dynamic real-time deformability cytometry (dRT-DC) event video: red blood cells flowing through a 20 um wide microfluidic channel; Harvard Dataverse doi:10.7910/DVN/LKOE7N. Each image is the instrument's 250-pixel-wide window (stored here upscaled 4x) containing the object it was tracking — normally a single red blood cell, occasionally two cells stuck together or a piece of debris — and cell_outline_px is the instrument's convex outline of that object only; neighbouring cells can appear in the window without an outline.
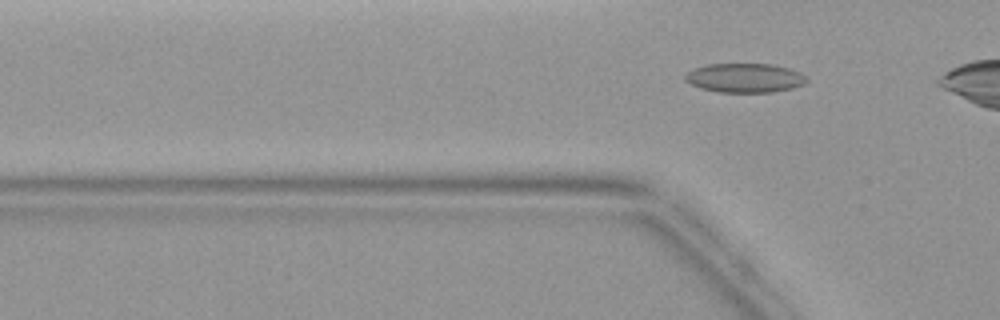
{"species": "common noctule bat (a hibernating species)", "species_latin": "Nyctalus noctula", "temperature_condition": "warm", "stored_images_in_passage": 4, "camera_frame_rate_fps": 3000, "um_per_image_px": 0.085, "animal": {"sex": "female", "body_mass_g": 19.9}, "frame": {"image": 1, "passage_image": 4, "time_ms": 3.667, "image_size_px": [1000, 320], "cell_outline_px": [[808, 80], [804, 84], [792, 88], [772, 92], [720, 92], [700, 88], [684, 80], [684, 76], [692, 68], [708, 64], [772, 64], [788, 68], [800, 72], [808, 76]], "centroid_in_image_um": [63.32, 6.62], "position_along_channel_um": 62.5, "area_um2": 20.75}}